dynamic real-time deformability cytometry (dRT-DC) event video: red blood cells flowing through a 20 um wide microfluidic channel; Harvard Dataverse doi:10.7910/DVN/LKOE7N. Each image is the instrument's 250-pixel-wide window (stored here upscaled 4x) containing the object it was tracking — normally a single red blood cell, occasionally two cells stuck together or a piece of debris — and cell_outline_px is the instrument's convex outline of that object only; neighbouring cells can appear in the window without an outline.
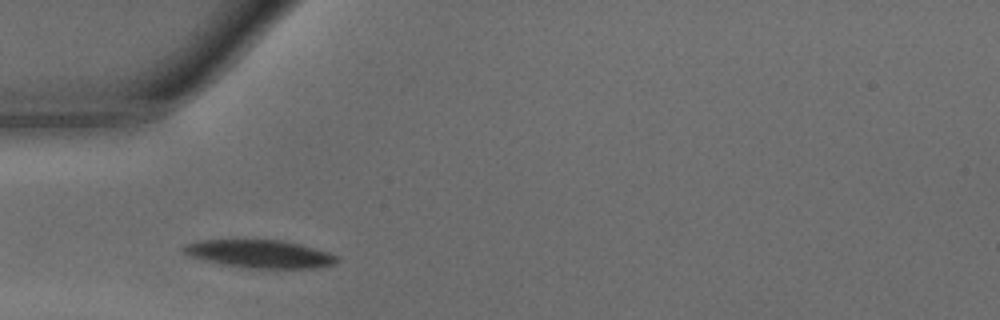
{"species": "common noctule bat (a hibernating species)", "species_latin": "Nyctalus noctula", "temperature_condition": "warm", "stored_images_in_passage": 24, "camera_frame_rate_fps": 3000, "um_per_image_px": 0.085, "animal": {"sex": "male", "body_mass_g": 15.6}, "frame": {"image": 1, "passage_image": 2, "time_ms": 0.333, "image_size_px": [1000, 320], "cell_outline_px": [[340, 260], [332, 264], [320, 268], [244, 268], [220, 264], [192, 256], [184, 252], [180, 248], [184, 244], [196, 240], [236, 236], [280, 240], [300, 244], [328, 252], [336, 256]], "centroid_in_image_um": [21.98, 21.52], "position_along_channel_um": 63.0, "area_um2": 26.18}}
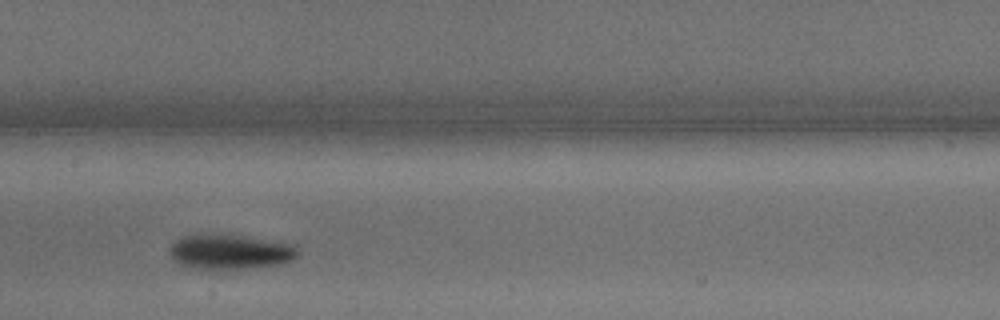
{"frame": {"image": 2, "passage_image": 11, "time_ms": 3.333, "image_size_px": [1000, 320], "cell_outline_px": [[300, 256], [292, 260], [280, 264], [244, 268], [184, 268], [168, 252], [168, 248], [180, 236], [244, 236], [296, 244], [300, 252]], "centroid_in_image_um": [19.62, 21.42], "position_along_channel_um": 187.8, "area_um2": 25.61}}
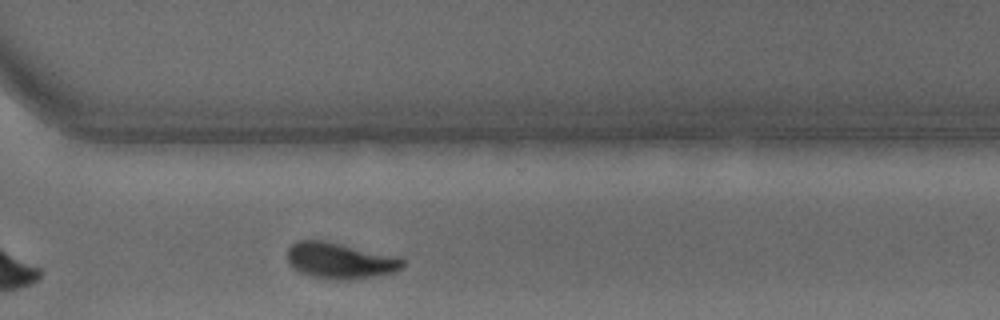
{"frame": {"image": 3, "passage_image": 22, "time_ms": 7.0, "image_size_px": [1000, 320], "cell_outline_px": [[408, 264], [404, 268], [392, 272], [376, 276], [352, 280], [332, 280], [312, 276], [300, 272], [288, 260], [288, 248], [296, 240], [324, 240], [404, 256]], "centroid_in_image_um": [29.04, 22.14], "position_along_channel_um": 341.6, "area_um2": 24.91}, "authors_computed_cell_mechanics": {"area_um2": 25.6054, "velocity_mm_per_s": 4.2056, "shape_relaxation_time_tau1_ms": 2.6237, "shape_relaxation_time_tau2_ms": 4.9756, "deformation_change_tau1": 0.1322, "deformation_change_tau2": 0.1201}}